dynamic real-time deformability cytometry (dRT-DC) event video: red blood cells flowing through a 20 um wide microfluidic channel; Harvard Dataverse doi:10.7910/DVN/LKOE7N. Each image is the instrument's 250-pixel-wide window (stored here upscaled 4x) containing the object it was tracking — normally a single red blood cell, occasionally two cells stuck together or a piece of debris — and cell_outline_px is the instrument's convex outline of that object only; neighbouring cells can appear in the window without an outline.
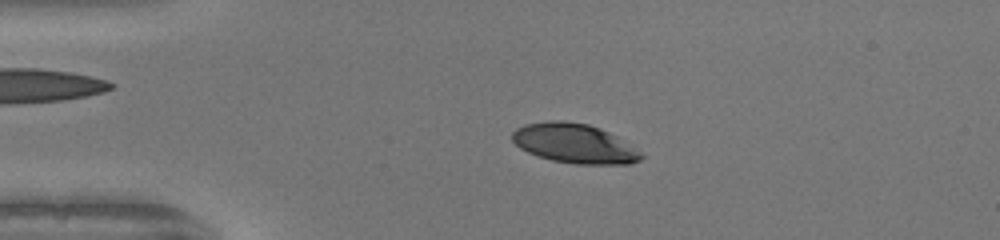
{"species": "human", "species_latin": "Homo sapiens", "temperature_condition": "warm", "stored_images_in_passage": 51, "camera_frame_rate_fps": 3000, "um_per_image_px": 0.085, "donor": {"sex": "female"}, "frame": {"image": 1, "passage_image": 12, "time_ms": 3.667, "image_size_px": [1000, 240], "cell_outline_px": [[644, 156], [640, 160], [628, 164], [576, 164], [552, 160], [528, 152], [520, 148], [512, 140], [512, 132], [516, 128], [524, 124], [548, 120], [564, 120], [588, 124], [600, 128], [616, 136], [640, 152]], "centroid_in_image_um": [48.79, 12.18], "position_along_channel_um": 36.2, "area_um2": 29.54}}
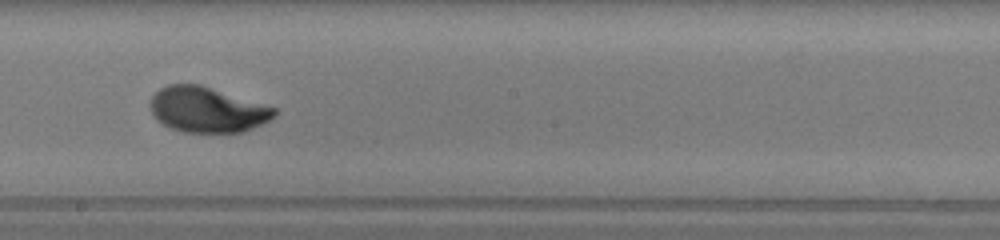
{"frame": {"image": 2, "passage_image": 29, "time_ms": 9.333, "image_size_px": [1000, 240], "cell_outline_px": [[276, 116], [244, 132], [184, 132], [172, 128], [156, 120], [152, 112], [152, 96], [160, 88], [168, 84], [200, 84], [276, 108]], "centroid_in_image_um": [17.61, 9.32], "position_along_channel_um": 230.6, "area_um2": 32.43}}
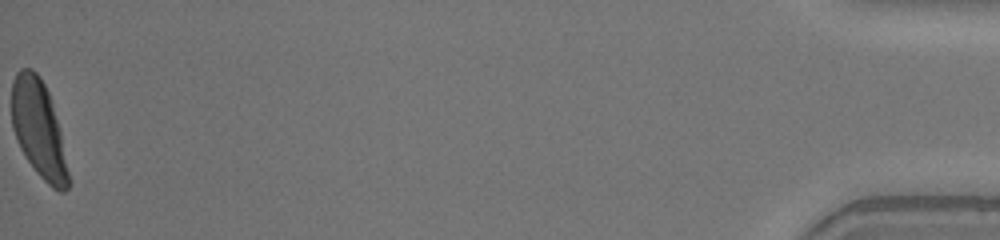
{"frame": {"image": 3, "passage_image": 51, "time_ms": 16.667, "image_size_px": [1000, 240], "cell_outline_px": [[68, 188], [64, 192], [60, 192], [52, 188], [36, 172], [20, 148], [12, 128], [12, 80], [16, 72], [20, 68], [32, 68], [40, 76], [48, 92], [60, 132], [68, 172]], "centroid_in_image_um": [3.26, 10.94], "position_along_channel_um": 431.9, "area_um2": 31.67}, "authors_computed_cell_mechanics": {"area_um2": 32.2524, "velocity_mm_per_s": 4.1785, "shape_relaxation_time_tau1_ms": 2.8086, "shape_relaxation_time_tau2_ms": null, "deformation_change_tau1": 0.1755, "deformation_change_tau2": null}}